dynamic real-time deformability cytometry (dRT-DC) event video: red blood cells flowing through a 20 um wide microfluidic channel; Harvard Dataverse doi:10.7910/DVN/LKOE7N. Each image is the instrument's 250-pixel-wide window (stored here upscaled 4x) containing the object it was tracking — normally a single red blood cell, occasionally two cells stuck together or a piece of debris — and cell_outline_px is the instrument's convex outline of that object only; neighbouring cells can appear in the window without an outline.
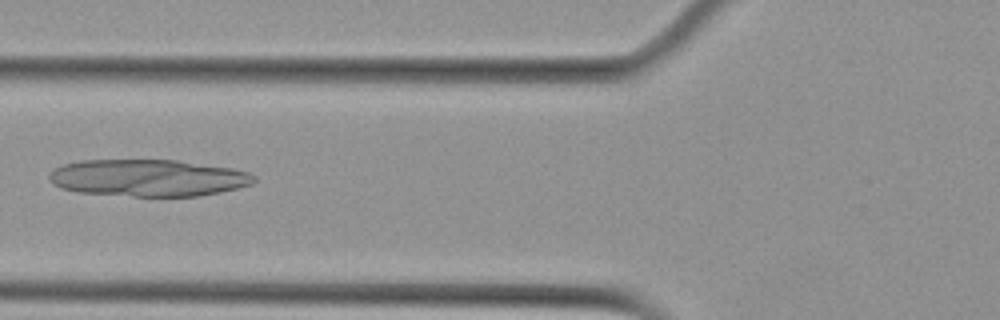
{"species": "Egyptian fruit bat (a non-hibernating species)", "species_latin": "Rousettus aegyptiacus", "temperature_condition": "cold", "stored_images_in_passage": 7, "camera_frame_rate_fps": 3000, "um_per_image_px": 0.085, "animal": {"sex": "female"}, "frame": {"image": 1, "passage_image": 6, "time_ms": 6.0, "image_size_px": [1000, 320], "cell_outline_px": [[256, 180], [252, 184], [220, 192], [200, 196], [132, 196], [80, 192], [64, 188], [52, 184], [48, 176], [56, 168], [64, 164], [80, 160], [176, 160], [232, 168], [248, 172], [256, 176]], "centroid_in_image_um": [12.62, 15.12], "position_along_channel_um": 113.2, "area_um2": 43.93}}
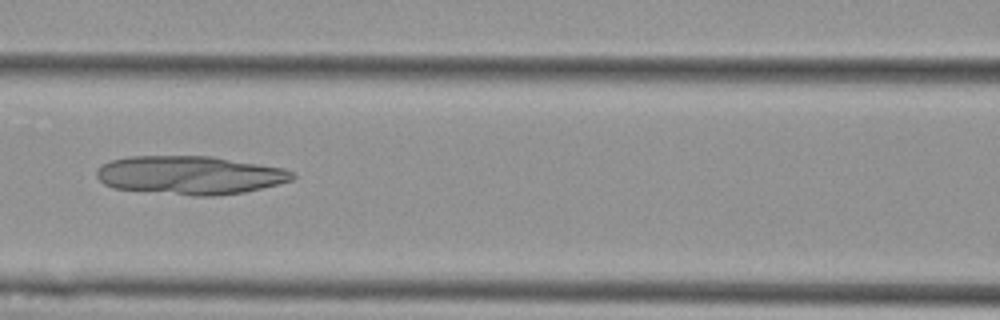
{"frame": {"image": 2, "passage_image": 7, "time_ms": 7.0, "image_size_px": [1000, 320], "cell_outline_px": [[296, 176], [292, 180], [244, 192], [212, 196], [192, 196], [112, 188], [104, 184], [96, 176], [96, 168], [112, 160], [128, 156], [212, 156], [284, 168], [292, 172]], "centroid_in_image_um": [16.11, 14.88], "position_along_channel_um": 150.5, "area_um2": 43.93}}